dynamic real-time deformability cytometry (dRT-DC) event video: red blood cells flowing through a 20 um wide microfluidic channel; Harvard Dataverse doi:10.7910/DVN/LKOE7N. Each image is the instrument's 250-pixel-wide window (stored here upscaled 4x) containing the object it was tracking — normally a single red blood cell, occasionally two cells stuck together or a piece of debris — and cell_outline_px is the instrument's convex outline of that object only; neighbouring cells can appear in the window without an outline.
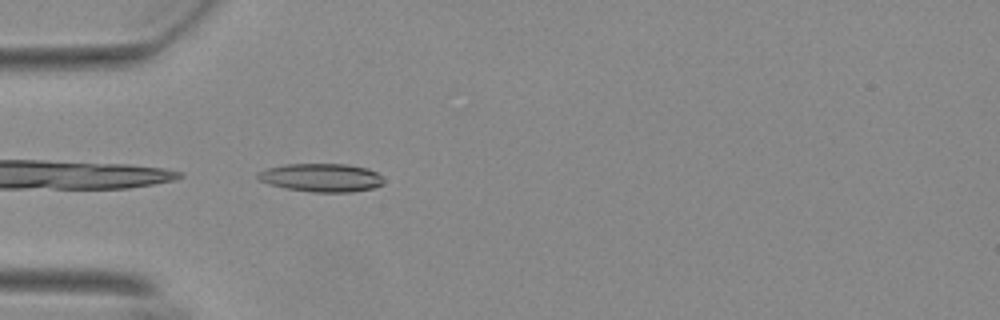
{"species": "Egyptian fruit bat (a non-hibernating species)", "species_latin": "Rousettus aegyptiacus", "temperature_condition": "warm", "stored_images_in_passage": 10, "camera_frame_rate_fps": 3000, "um_per_image_px": 0.085, "animal": {"sex": "female"}, "frame": {"image": 1, "passage_image": 1, "time_ms": 0.0, "image_size_px": [1000, 320], "cell_outline_px": [[384, 180], [380, 184], [372, 188], [352, 192], [312, 192], [288, 188], [268, 184], [260, 180], [256, 176], [260, 172], [268, 168], [284, 164], [348, 164], [368, 168], [376, 172]], "centroid_in_image_um": [27.32, 15.09], "position_along_channel_um": 57.7, "area_um2": 20.58}}
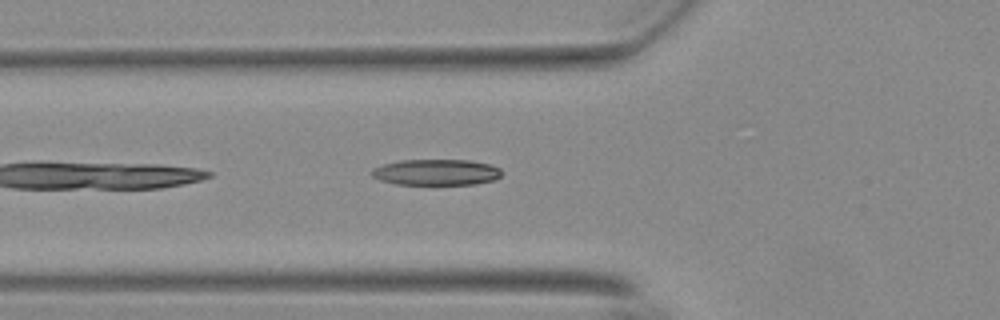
{"frame": {"image": 2, "passage_image": 4, "time_ms": 1.0, "image_size_px": [1000, 320], "cell_outline_px": [[500, 176], [492, 180], [476, 184], [396, 184], [380, 180], [372, 176], [372, 168], [384, 164], [400, 160], [468, 160], [492, 164], [500, 168]], "centroid_in_image_um": [37.08, 14.63], "position_along_channel_um": 88.7, "area_um2": 19.59}}